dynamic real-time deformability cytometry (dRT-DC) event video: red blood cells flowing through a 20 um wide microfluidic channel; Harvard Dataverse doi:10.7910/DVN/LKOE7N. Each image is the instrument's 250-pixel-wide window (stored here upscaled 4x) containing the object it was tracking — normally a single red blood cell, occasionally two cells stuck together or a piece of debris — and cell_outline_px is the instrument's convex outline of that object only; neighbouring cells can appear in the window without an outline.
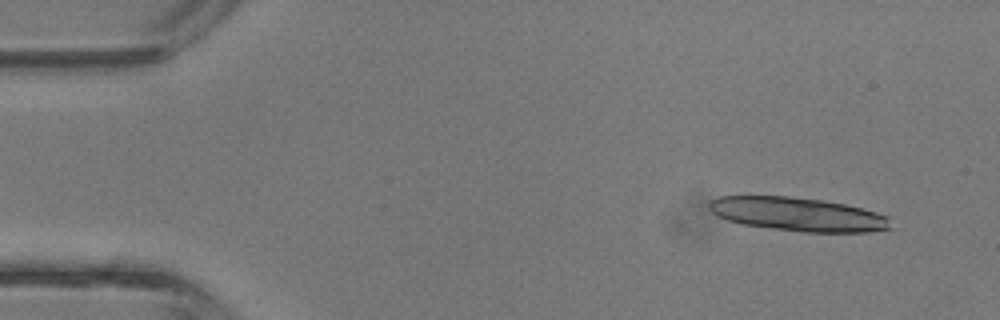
{"species": "common noctule bat (a hibernating species)", "species_latin": "Nyctalus noctula", "temperature_condition": "room temperature", "stored_images_in_passage": 5, "camera_frame_rate_fps": 3000, "um_per_image_px": 0.085, "animal": {"sex": "male", "body_mass_g": 13.3}, "frame": {"image": 1, "passage_image": 1, "time_ms": 0.0, "image_size_px": [1000, 320], "cell_outline_px": [[892, 228], [868, 232], [804, 232], [740, 224], [716, 216], [708, 208], [708, 204], [712, 200], [720, 196], [788, 196], [820, 200], [844, 204], [876, 212], [888, 216]], "centroid_in_image_um": [67.8, 18.21], "position_along_channel_um": 17.2, "area_um2": 35.55}}
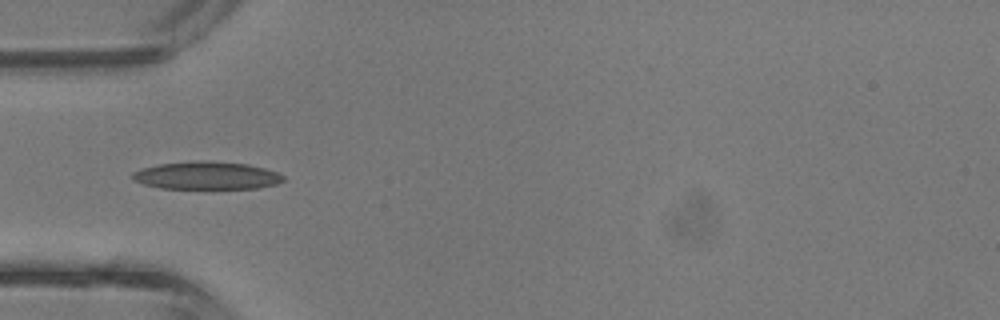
{"frame": {"image": 2, "passage_image": 4, "time_ms": 1.0, "image_size_px": [1000, 320], "cell_outline_px": [[284, 180], [276, 184], [260, 188], [160, 188], [144, 184], [132, 180], [132, 172], [140, 168], [160, 164], [200, 160], [208, 160], [248, 164], [264, 168], [276, 172], [284, 176]], "centroid_in_image_um": [17.55, 14.91], "position_along_channel_um": 67.5, "area_um2": 24.45}}
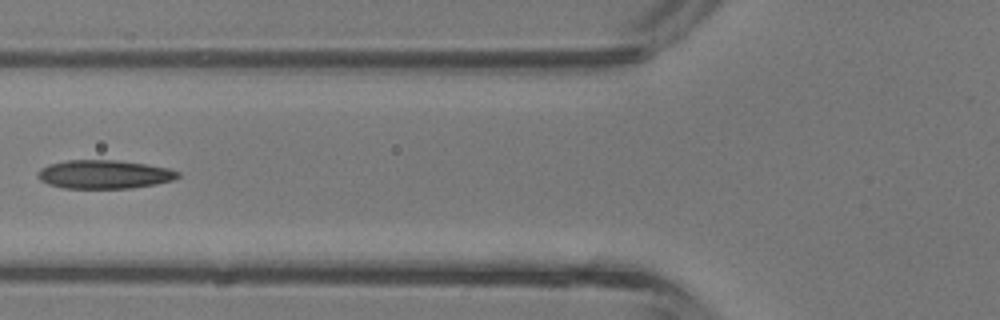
{"frame": {"image": 3, "passage_image": 5, "time_ms": 1.333, "image_size_px": [1000, 320], "cell_outline_px": [[180, 176], [172, 180], [156, 184], [132, 188], [64, 188], [48, 184], [40, 180], [36, 176], [36, 172], [40, 168], [48, 164], [68, 160], [116, 160], [144, 164], [168, 168], [180, 172]], "centroid_in_image_um": [8.82, 14.82], "position_along_channel_um": 117.0, "area_um2": 23.41}}